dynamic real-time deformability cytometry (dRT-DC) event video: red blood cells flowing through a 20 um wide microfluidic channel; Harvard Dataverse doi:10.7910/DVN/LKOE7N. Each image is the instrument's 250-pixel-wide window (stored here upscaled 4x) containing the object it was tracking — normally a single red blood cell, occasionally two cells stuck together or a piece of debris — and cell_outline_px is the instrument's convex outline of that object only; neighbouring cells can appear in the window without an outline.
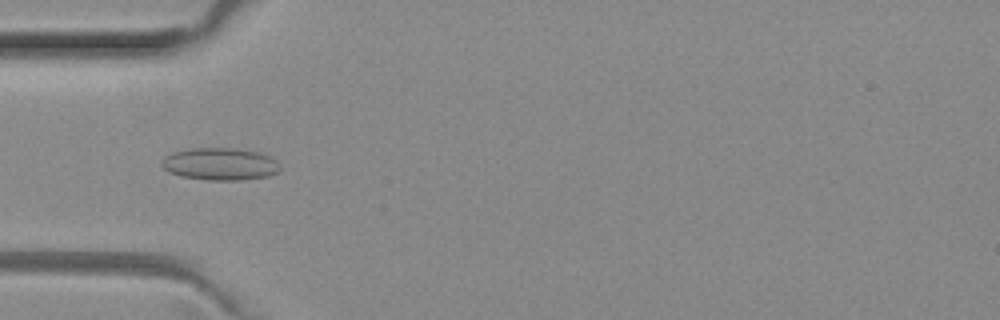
{"species": "common noctule bat (a hibernating species)", "species_latin": "Nyctalus noctula", "temperature_condition": "room temperature", "stored_images_in_passage": 44, "camera_frame_rate_fps": 3000, "um_per_image_px": 0.085, "animal": {"sex": "female", "body_mass_g": 29.2, "forearm_length_mm": 56.3}, "frame": {"image": 1, "passage_image": 9, "time_ms": 2.667, "image_size_px": [1000, 320], "cell_outline_px": [[280, 172], [268, 176], [240, 180], [208, 180], [180, 176], [168, 172], [160, 164], [164, 156], [172, 152], [192, 148], [236, 148], [256, 152], [272, 156], [276, 160], [280, 168]], "centroid_in_image_um": [18.7, 13.94], "position_along_channel_um": 66.3, "area_um2": 22.48}}
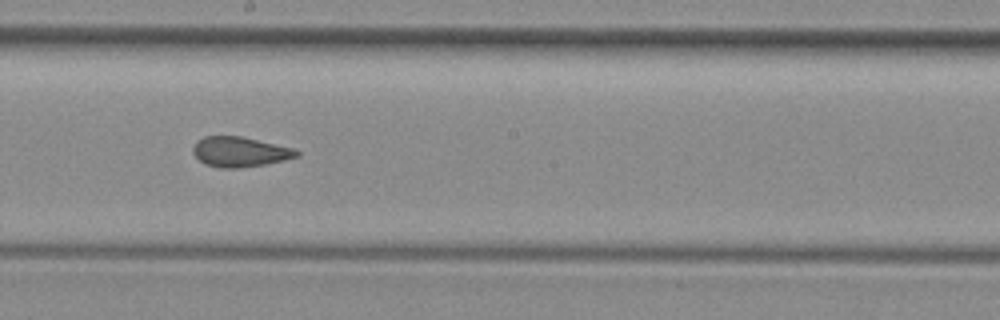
{"frame": {"image": 2, "passage_image": 21, "time_ms": 6.667, "image_size_px": [1000, 320], "cell_outline_px": [[300, 156], [284, 160], [264, 164], [240, 168], [220, 168], [204, 164], [192, 152], [192, 148], [196, 140], [204, 136], [244, 136], [296, 148], [300, 152]], "centroid_in_image_um": [20.41, 12.89], "position_along_channel_um": 227.8, "area_um2": 18.5}}
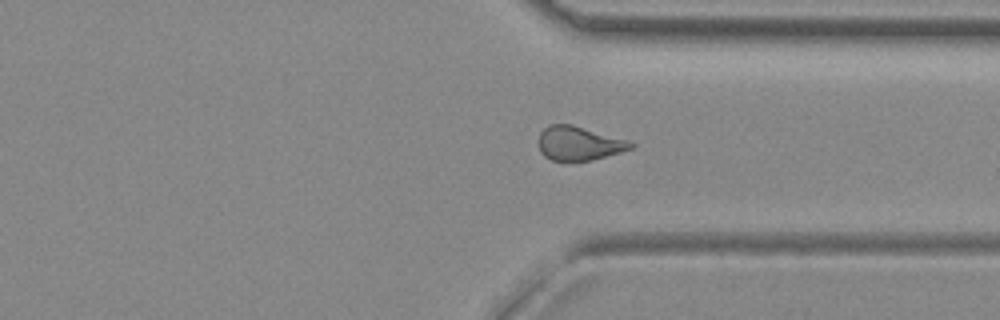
{"frame": {"image": 3, "passage_image": 31, "time_ms": 10.0, "image_size_px": [1000, 320], "cell_outline_px": [[636, 144], [632, 148], [620, 152], [592, 160], [552, 160], [544, 156], [540, 152], [540, 132], [548, 124], [572, 124], [628, 140]], "centroid_in_image_um": [49.22, 12.17], "position_along_channel_um": 362.2, "area_um2": 18.09}, "authors_computed_cell_mechanics": {"area_um2": 18.7272, "velocity_mm_per_s": 4.0296, "shape_relaxation_time_tau1_ms": null, "shape_relaxation_time_tau2_ms": 1.5446, "deformation_change_tau1": null, "deformation_change_tau2": 0.0761}}